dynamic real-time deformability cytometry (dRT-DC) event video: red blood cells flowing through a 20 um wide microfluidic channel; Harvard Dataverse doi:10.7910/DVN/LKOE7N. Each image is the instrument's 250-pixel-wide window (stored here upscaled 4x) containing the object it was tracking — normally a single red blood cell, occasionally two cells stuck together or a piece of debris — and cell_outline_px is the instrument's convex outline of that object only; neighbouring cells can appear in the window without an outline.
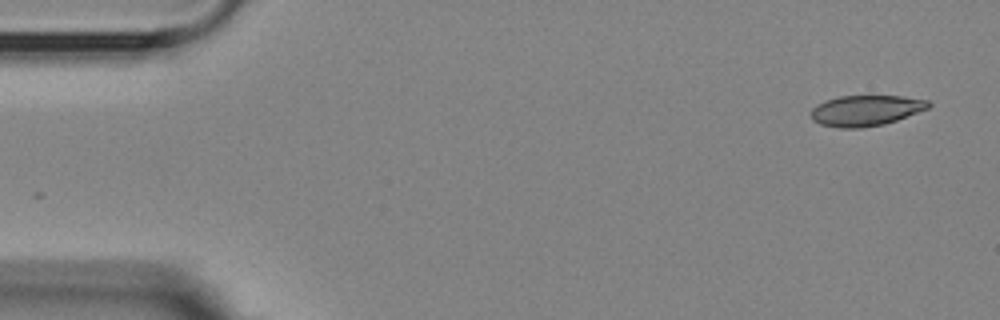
{"species": "Egyptian fruit bat (a non-hibernating species)", "species_latin": "Rousettus aegyptiacus", "temperature_condition": "room temperature", "stored_images_in_passage": 52, "camera_frame_rate_fps": 3000, "um_per_image_px": 0.085, "animal": {"sex": "female"}, "frame": {"image": 1, "passage_image": 1, "time_ms": 0.0, "image_size_px": [1000, 320], "cell_outline_px": [[932, 104], [928, 108], [896, 120], [884, 124], [860, 128], [840, 128], [820, 124], [812, 120], [812, 108], [816, 104], [824, 100], [840, 96], [900, 96], [928, 100]], "centroid_in_image_um": [73.57, 9.39], "position_along_channel_um": 11.4, "area_um2": 20.92}}
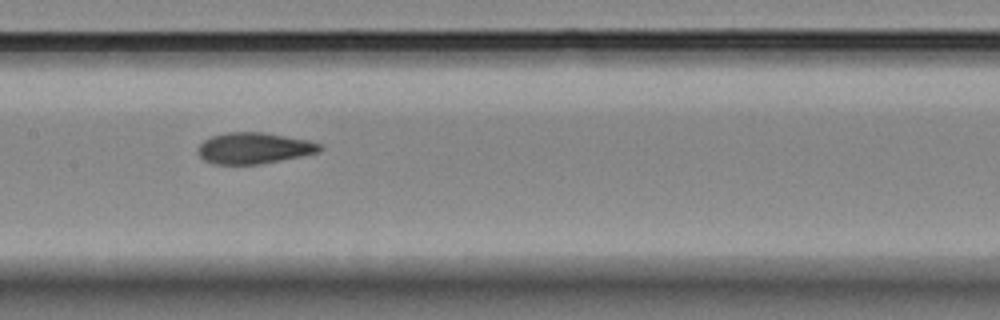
{"frame": {"image": 2, "passage_image": 25, "time_ms": 8.0, "image_size_px": [1000, 320], "cell_outline_px": [[324, 148], [320, 152], [260, 164], [212, 164], [204, 160], [200, 156], [196, 148], [204, 140], [212, 136], [228, 132], [264, 132], [308, 140], [320, 144]], "centroid_in_image_um": [21.58, 12.59], "position_along_channel_um": 185.8, "area_um2": 22.14}}
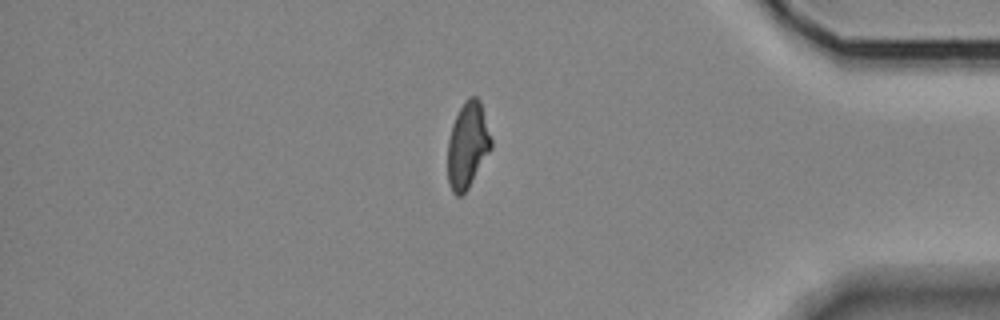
{"frame": {"image": 3, "passage_image": 45, "time_ms": 14.667, "image_size_px": [1000, 320], "cell_outline_px": [[492, 148], [468, 188], [460, 196], [456, 196], [452, 192], [448, 184], [448, 140], [452, 124], [464, 100], [468, 96], [476, 96], [480, 100], [492, 140]], "centroid_in_image_um": [39.74, 12.33], "position_along_channel_um": 395.5, "area_um2": 21.79}}